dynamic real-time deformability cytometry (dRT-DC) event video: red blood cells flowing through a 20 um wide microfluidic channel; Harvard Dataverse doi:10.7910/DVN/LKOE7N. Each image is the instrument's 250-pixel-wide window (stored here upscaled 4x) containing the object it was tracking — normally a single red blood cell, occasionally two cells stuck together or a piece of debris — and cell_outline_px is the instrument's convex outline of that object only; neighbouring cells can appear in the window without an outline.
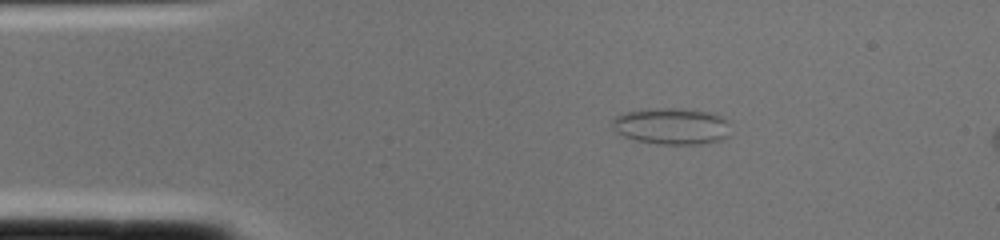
{"species": "common noctule bat (a hibernating species)", "species_latin": "Nyctalus noctula", "temperature_condition": "cold", "stored_images_in_passage": 3, "camera_frame_rate_fps": 3000, "um_per_image_px": 0.085, "animal": {"sex": "female", "body_mass_g": 22.0, "forearm_length_mm": 56.7}, "frame": {"image": 1, "passage_image": 3, "time_ms": 0.667, "image_size_px": [1000, 240], "cell_outline_px": [[732, 120], [728, 136], [720, 140], [704, 144], [656, 144], [636, 140], [624, 136], [616, 132], [612, 128], [612, 120], [616, 116], [624, 112], [648, 108], [680, 108], [712, 112]], "centroid_in_image_um": [57.14, 10.71], "position_along_channel_um": 27.9, "area_um2": 25.78}}